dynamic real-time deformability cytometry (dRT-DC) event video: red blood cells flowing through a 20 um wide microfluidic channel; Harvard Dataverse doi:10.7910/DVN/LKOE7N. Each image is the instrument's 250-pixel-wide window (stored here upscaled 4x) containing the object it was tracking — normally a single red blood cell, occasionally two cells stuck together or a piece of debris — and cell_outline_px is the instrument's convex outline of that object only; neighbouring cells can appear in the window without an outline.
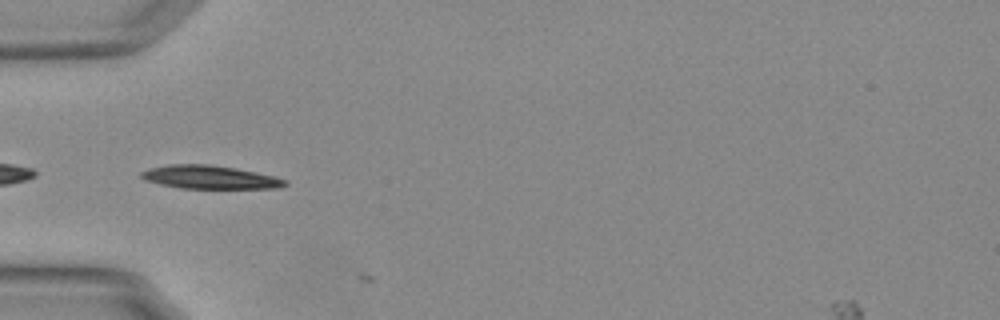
{"species": "Egyptian fruit bat (a non-hibernating species)", "species_latin": "Rousettus aegyptiacus", "temperature_condition": "warm", "stored_images_in_passage": 2, "camera_frame_rate_fps": 3000, "um_per_image_px": 0.085, "animal": {"sex": "female"}, "frame": {"image": 1, "passage_image": 1, "time_ms": 0.0, "image_size_px": [1000, 320], "cell_outline_px": [[288, 184], [280, 188], [180, 188], [160, 184], [144, 180], [140, 176], [140, 172], [152, 168], [168, 164], [208, 164], [236, 168], [276, 176], [288, 180]], "centroid_in_image_um": [17.87, 15.06], "position_along_channel_um": 67.1, "area_um2": 19.59}}